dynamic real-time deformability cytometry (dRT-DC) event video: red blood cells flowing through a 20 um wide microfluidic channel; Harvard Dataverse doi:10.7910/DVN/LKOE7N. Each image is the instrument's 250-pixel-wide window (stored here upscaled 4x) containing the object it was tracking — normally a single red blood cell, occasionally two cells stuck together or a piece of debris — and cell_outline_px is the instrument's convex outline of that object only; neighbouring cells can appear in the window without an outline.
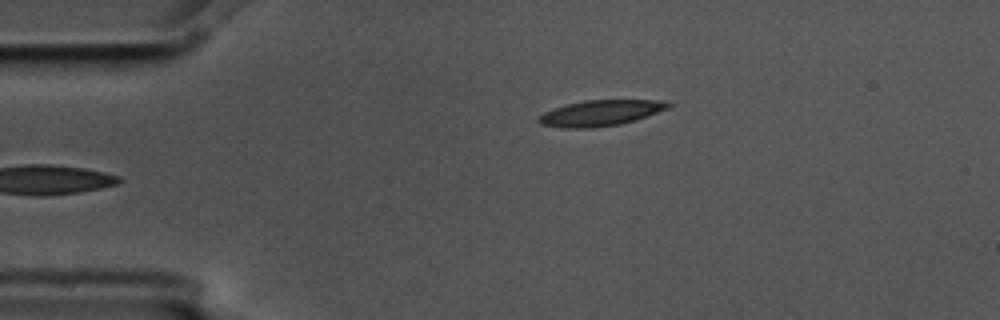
{"species": "common noctule bat (a hibernating species)", "species_latin": "Nyctalus noctula", "temperature_condition": "cold", "stored_images_in_passage": 3, "camera_frame_rate_fps": 3000, "um_per_image_px": 0.085, "animal": {"sex": "male", "body_mass_g": 17.5, "forearm_length_mm": 52.3}, "frame": {"image": 1, "passage_image": 3, "time_ms": 0.667, "image_size_px": [1000, 320], "cell_outline_px": [[672, 104], [668, 108], [636, 120], [620, 124], [592, 128], [560, 128], [540, 124], [536, 120], [544, 112], [552, 108], [584, 100], [656, 100]], "centroid_in_image_um": [50.99, 9.61], "position_along_channel_um": 34.0, "area_um2": 19.42}}